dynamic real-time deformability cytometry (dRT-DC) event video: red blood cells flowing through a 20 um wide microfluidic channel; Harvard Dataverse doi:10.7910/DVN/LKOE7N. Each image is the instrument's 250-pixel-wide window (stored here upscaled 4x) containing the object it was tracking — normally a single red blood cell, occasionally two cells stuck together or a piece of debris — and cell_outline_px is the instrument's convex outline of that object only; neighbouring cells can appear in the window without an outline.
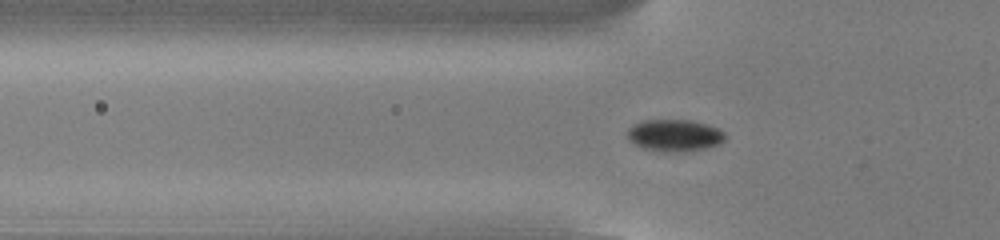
{"species": "common noctule bat (a hibernating species)", "species_latin": "Nyctalus noctula", "temperature_condition": "cold", "stored_images_in_passage": 55, "camera_frame_rate_fps": 3000, "um_per_image_px": 0.085, "animal": {"sex": "male", "body_mass_g": 13.0, "forearm_length_mm": 53.1}, "frame": {"image": 1, "passage_image": 19, "time_ms": 6.0, "image_size_px": [1000, 240], "cell_outline_px": [[724, 140], [720, 144], [688, 152], [656, 152], [640, 148], [632, 144], [628, 140], [628, 128], [644, 120], [692, 120], [708, 124], [724, 132]], "centroid_in_image_um": [57.3, 11.53], "position_along_channel_um": 68.5, "area_um2": 18.5}}
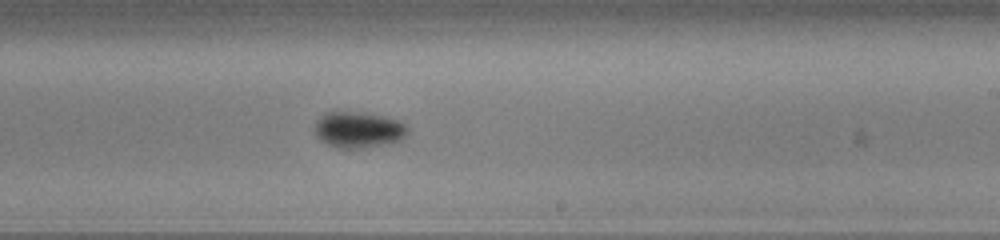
{"frame": {"image": 2, "passage_image": 34, "time_ms": 11.0, "image_size_px": [1000, 240], "cell_outline_px": [[408, 132], [400, 140], [368, 148], [336, 148], [320, 140], [316, 136], [316, 120], [324, 112], [332, 108], [364, 112], [384, 116], [400, 120], [408, 124]], "centroid_in_image_um": [30.44, 10.97], "position_along_channel_um": 258.6, "area_um2": 20.35}}
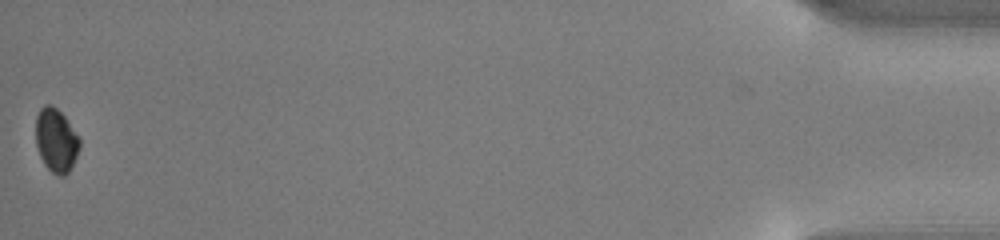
{"frame": {"image": 3, "passage_image": 55, "time_ms": 18.0, "image_size_px": [1000, 240], "cell_outline_px": [[80, 148], [68, 172], [64, 176], [60, 176], [52, 172], [44, 164], [40, 156], [36, 144], [36, 116], [40, 108], [44, 104], [52, 104], [64, 116], [80, 140]], "centroid_in_image_um": [4.75, 11.91], "position_along_channel_um": 430.5, "area_um2": 16.07}, "authors_computed_cell_mechanics": {"area_um2": 17.5134, "velocity_mm_per_s": 3.8138, "shape_relaxation_time_tau1_ms": 1.1297, "shape_relaxation_time_tau2_ms": null, "deformation_change_tau1": 0.0398, "deformation_change_tau2": null}}